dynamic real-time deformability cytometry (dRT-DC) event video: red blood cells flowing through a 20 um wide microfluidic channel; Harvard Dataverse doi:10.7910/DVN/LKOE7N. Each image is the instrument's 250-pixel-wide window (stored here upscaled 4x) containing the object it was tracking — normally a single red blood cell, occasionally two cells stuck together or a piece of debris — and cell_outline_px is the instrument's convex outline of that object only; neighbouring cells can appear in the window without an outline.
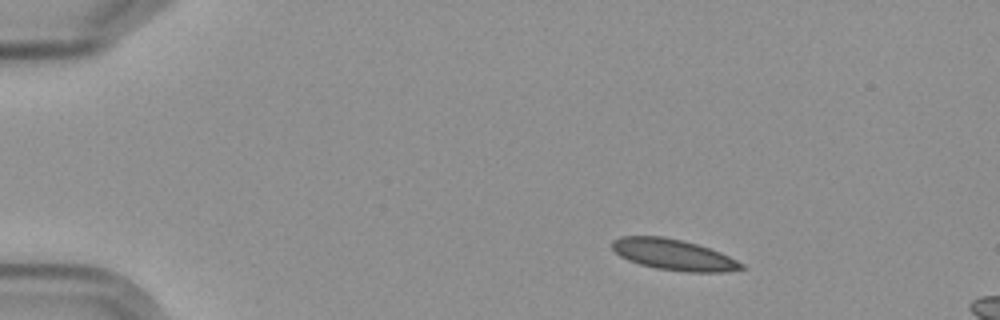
{"species": "Egyptian fruit bat (a non-hibernating species)", "species_latin": "Rousettus aegyptiacus", "temperature_condition": "cold", "stored_images_in_passage": 7, "camera_frame_rate_fps": 3000, "um_per_image_px": 0.085, "frame": {"image": 1, "passage_image": 1, "time_ms": 0.0, "image_size_px": [1000, 320], "cell_outline_px": [[744, 268], [724, 272], [684, 272], [656, 268], [640, 264], [628, 260], [620, 256], [612, 248], [612, 240], [620, 236], [664, 236], [684, 240], [720, 252], [744, 264]], "centroid_in_image_um": [57.23, 21.64], "position_along_channel_um": 27.8, "area_um2": 23.29}}
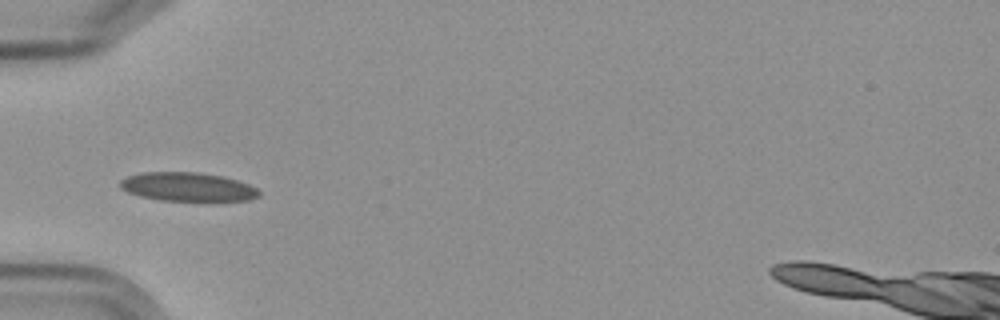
{"frame": {"image": 2, "passage_image": 4, "time_ms": 3.333, "image_size_px": [1000, 320], "cell_outline_px": [[260, 196], [248, 200], [208, 204], [160, 200], [140, 196], [128, 192], [120, 188], [120, 180], [128, 176], [144, 172], [196, 172], [220, 176], [236, 180], [248, 184], [256, 188], [260, 192]], "centroid_in_image_um": [16.01, 15.94], "position_along_channel_um": 69.0, "area_um2": 24.22}}
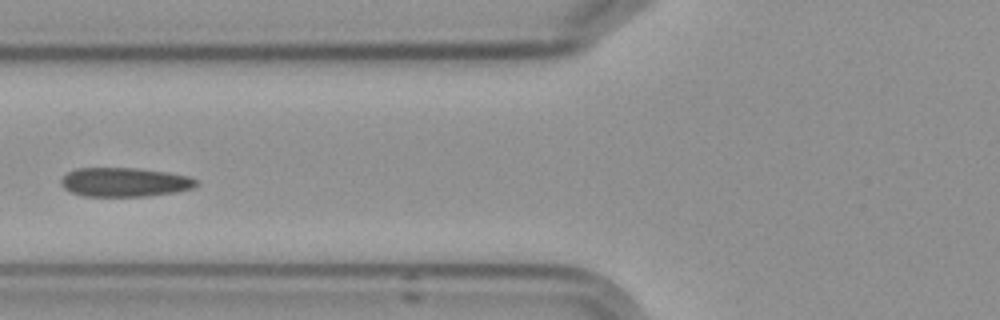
{"frame": {"image": 3, "passage_image": 5, "time_ms": 4.667, "image_size_px": [1000, 320], "cell_outline_px": [[200, 184], [192, 188], [176, 192], [148, 196], [84, 196], [72, 192], [64, 188], [60, 184], [60, 180], [68, 172], [76, 168], [136, 168], [168, 172], [188, 176], [200, 180]], "centroid_in_image_um": [10.63, 15.48], "position_along_channel_um": 115.2, "area_um2": 23.06}}